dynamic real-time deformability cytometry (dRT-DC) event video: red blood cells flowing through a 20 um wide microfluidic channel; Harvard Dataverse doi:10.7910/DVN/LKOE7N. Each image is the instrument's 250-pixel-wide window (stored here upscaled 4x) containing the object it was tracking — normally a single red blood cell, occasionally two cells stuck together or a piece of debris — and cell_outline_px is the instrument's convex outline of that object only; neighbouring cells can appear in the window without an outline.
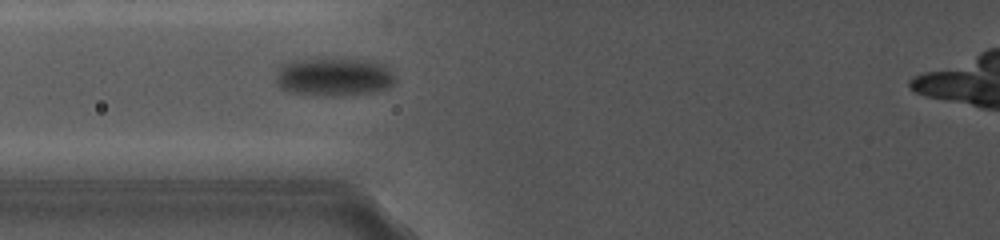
{"species": "common noctule bat (a hibernating species)", "species_latin": "Nyctalus noctula", "temperature_condition": "cold", "stored_images_in_passage": 8, "camera_frame_rate_fps": 5000, "um_per_image_px": 0.085, "animal": {"sex": "female", "body_mass_g": 19.0, "forearm_length_mm": 56.7}, "frame": {"image": 1, "passage_image": 2, "time_ms": 1.4, "image_size_px": [1000, 240], "cell_outline_px": [[396, 80], [388, 88], [372, 92], [344, 96], [320, 96], [292, 92], [280, 88], [276, 84], [276, 76], [280, 68], [288, 60], [308, 56], [336, 56], [376, 60], [384, 64], [392, 72]], "centroid_in_image_um": [28.38, 6.46], "position_along_channel_um": 97.4, "area_um2": 28.26}}
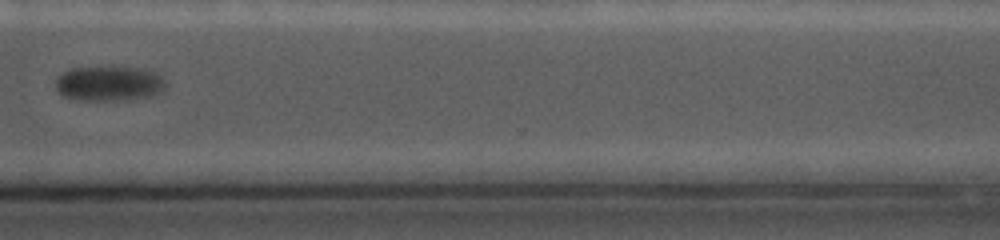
{"frame": {"image": 2, "passage_image": 8, "time_ms": 8.6, "image_size_px": [1000, 240], "cell_outline_px": [[168, 84], [156, 96], [120, 100], [80, 100], [64, 96], [56, 88], [56, 80], [64, 72], [72, 68], [144, 68], [164, 76]], "centroid_in_image_um": [9.36, 7.11], "position_along_channel_um": 361.2, "area_um2": 22.31}}